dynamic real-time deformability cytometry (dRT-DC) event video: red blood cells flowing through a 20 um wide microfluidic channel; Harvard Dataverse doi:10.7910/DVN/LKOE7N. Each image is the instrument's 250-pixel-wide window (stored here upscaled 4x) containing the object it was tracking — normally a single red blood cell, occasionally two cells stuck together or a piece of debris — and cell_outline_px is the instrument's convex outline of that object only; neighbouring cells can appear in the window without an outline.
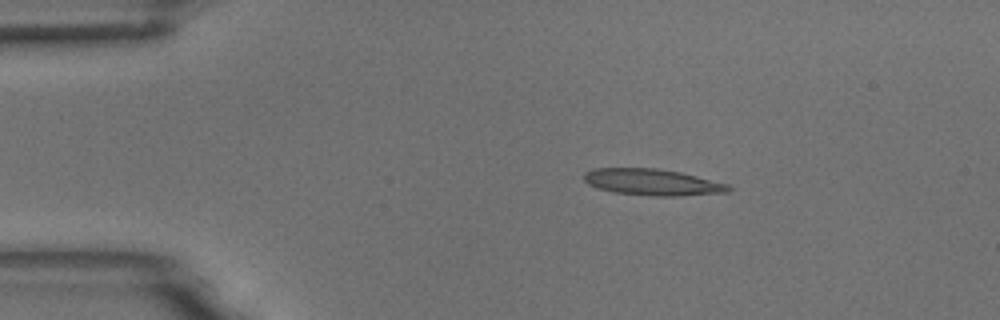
{"species": "common noctule bat (a hibernating species)", "species_latin": "Nyctalus noctula", "temperature_condition": "room temperature", "stored_images_in_passage": 4, "camera_frame_rate_fps": 3000, "um_per_image_px": 0.085, "animal": {"sex": "male", "body_mass_g": 18.8}, "frame": {"image": 1, "passage_image": 1, "time_ms": 0.0, "image_size_px": [1000, 320], "cell_outline_px": [[732, 188], [728, 192], [680, 196], [652, 196], [616, 192], [600, 188], [588, 184], [584, 180], [584, 172], [592, 168], [656, 168], [680, 172], [728, 184]], "centroid_in_image_um": [55.45, 15.48], "position_along_channel_um": 29.5, "area_um2": 22.14}}
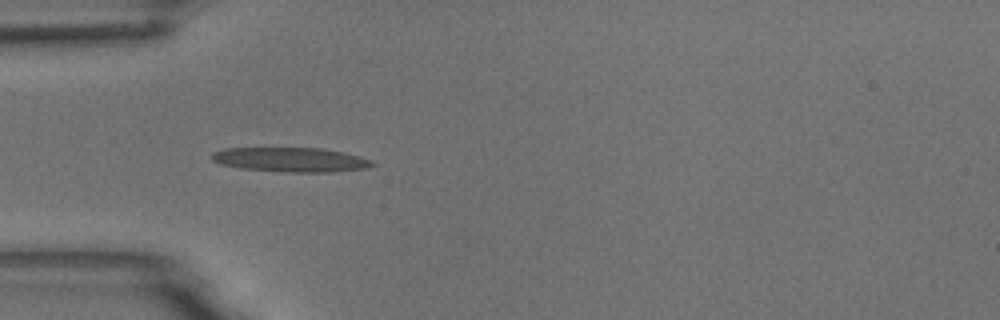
{"frame": {"image": 2, "passage_image": 3, "time_ms": 0.667, "image_size_px": [1000, 320], "cell_outline_px": [[376, 164], [368, 168], [332, 172], [284, 172], [240, 168], [220, 164], [212, 160], [212, 152], [224, 148], [320, 148], [360, 156], [372, 160]], "centroid_in_image_um": [24.71, 13.58], "position_along_channel_um": 60.3, "area_um2": 22.89}}